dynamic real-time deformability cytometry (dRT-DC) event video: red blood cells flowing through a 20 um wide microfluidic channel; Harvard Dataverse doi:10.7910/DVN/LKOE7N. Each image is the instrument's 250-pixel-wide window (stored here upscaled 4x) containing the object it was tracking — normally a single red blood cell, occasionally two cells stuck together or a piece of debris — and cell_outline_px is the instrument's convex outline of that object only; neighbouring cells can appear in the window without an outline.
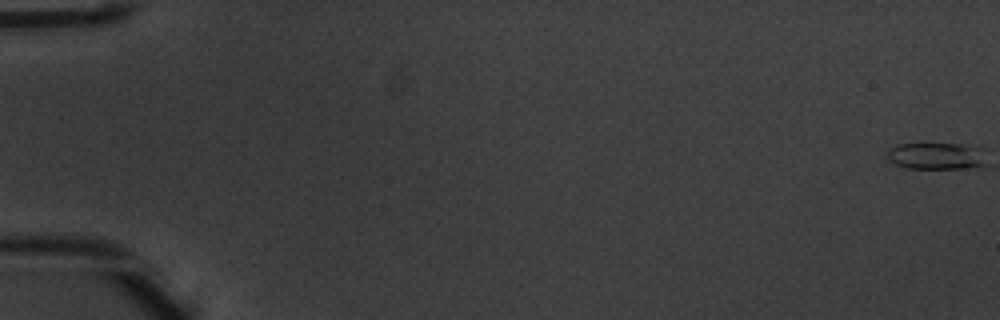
{"species": "common noctule bat (a hibernating species)", "species_latin": "Nyctalus noctula", "temperature_condition": "warm", "stored_images_in_passage": 5, "camera_frame_rate_fps": 3000, "um_per_image_px": 0.085, "animal": {"sex": "male", "body_mass_g": 20.1, "forearm_length_mm": 53.5}, "frame": {"image": 1, "passage_image": 1, "time_ms": 0.0, "image_size_px": [1000, 320], "cell_outline_px": [[984, 164], [980, 168], [908, 168], [896, 164], [888, 156], [888, 152], [896, 144], [924, 140], [928, 140], [960, 144], [976, 148]], "centroid_in_image_um": [79.49, 13.2], "position_along_channel_um": 5.5, "area_um2": 15.78}}